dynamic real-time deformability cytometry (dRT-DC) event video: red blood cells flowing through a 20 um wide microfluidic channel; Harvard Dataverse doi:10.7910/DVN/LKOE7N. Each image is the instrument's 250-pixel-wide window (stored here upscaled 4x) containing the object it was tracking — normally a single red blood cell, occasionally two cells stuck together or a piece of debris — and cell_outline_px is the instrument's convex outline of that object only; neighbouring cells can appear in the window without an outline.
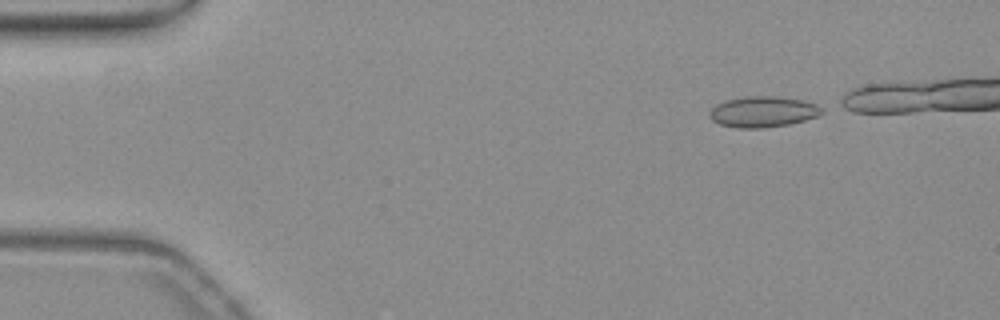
{"species": "common noctule bat (a hibernating species)", "species_latin": "Nyctalus noctula", "temperature_condition": "warm", "stored_images_in_passage": 22, "camera_frame_rate_fps": 3000, "um_per_image_px": 0.085, "animal": {"sex": "female", "body_mass_g": 19.3, "forearm_length_mm": 54.1}, "frame": {"image": 1, "passage_image": 1, "time_ms": 0.0, "image_size_px": [1000, 320], "cell_outline_px": [[824, 112], [820, 116], [788, 124], [764, 128], [736, 128], [720, 124], [712, 120], [708, 116], [708, 112], [716, 104], [724, 100], [748, 96], [776, 96], [804, 100], [816, 104], [824, 108]], "centroid_in_image_um": [64.86, 9.5], "position_along_channel_um": 20.1, "area_um2": 20.46}}
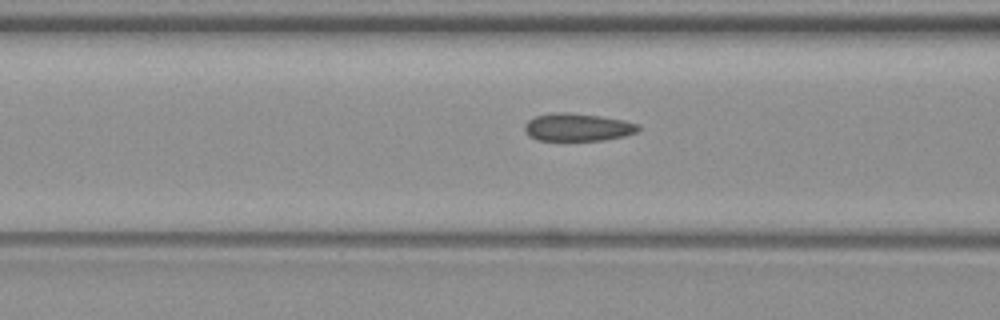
{"frame": {"image": 2, "passage_image": 16, "time_ms": 5.0, "image_size_px": [1000, 320], "cell_outline_px": [[640, 128], [636, 132], [624, 136], [604, 140], [536, 140], [528, 136], [524, 128], [524, 124], [528, 120], [536, 116], [552, 112], [568, 112], [600, 116], [624, 120], [640, 124]], "centroid_in_image_um": [49.08, 10.81], "position_along_channel_um": 117.5, "area_um2": 18.5}}
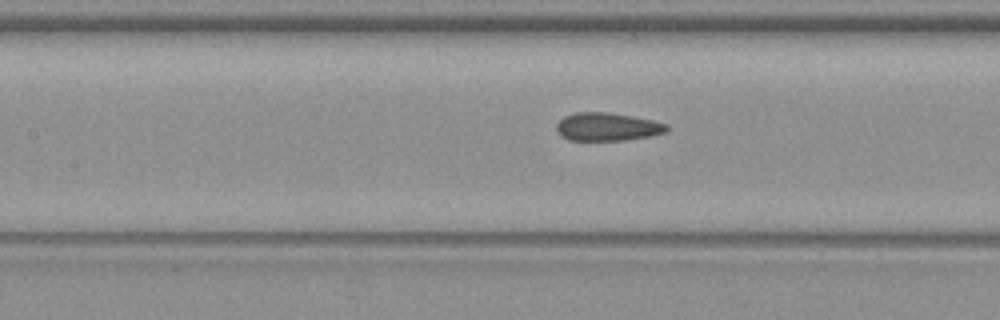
{"frame": {"image": 3, "passage_image": 19, "time_ms": 6.0, "image_size_px": [1000, 320], "cell_outline_px": [[668, 128], [664, 132], [648, 136], [624, 140], [568, 140], [560, 136], [556, 128], [556, 124], [564, 116], [576, 112], [608, 112], [632, 116], [652, 120], [668, 124]], "centroid_in_image_um": [51.58, 10.77], "position_along_channel_um": 155.8, "area_um2": 17.98}}